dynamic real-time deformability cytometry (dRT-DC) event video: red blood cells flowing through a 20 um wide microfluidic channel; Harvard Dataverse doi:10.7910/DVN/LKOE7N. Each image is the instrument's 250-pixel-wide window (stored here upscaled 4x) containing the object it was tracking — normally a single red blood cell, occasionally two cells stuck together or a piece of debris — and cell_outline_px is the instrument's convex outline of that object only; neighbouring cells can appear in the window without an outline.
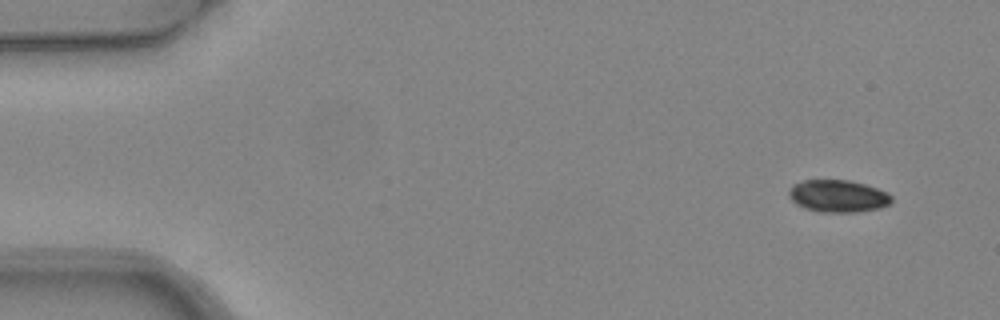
{"species": "common noctule bat (a hibernating species)", "species_latin": "Nyctalus noctula", "temperature_condition": "warm", "stored_images_in_passage": 8, "camera_frame_rate_fps": 3000, "um_per_image_px": 0.085, "animal": {"sex": "female", "body_mass_g": 24.6, "forearm_length_mm": 56.2}, "frame": {"image": 1, "passage_image": 1, "time_ms": 0.0, "image_size_px": [1000, 320], "cell_outline_px": [[892, 200], [888, 204], [880, 208], [856, 212], [820, 212], [804, 208], [796, 204], [788, 196], [788, 192], [792, 184], [804, 180], [848, 180], [864, 184], [888, 192], [892, 196]], "centroid_in_image_um": [71.21, 16.66], "position_along_channel_um": 13.8, "area_um2": 19.36}}
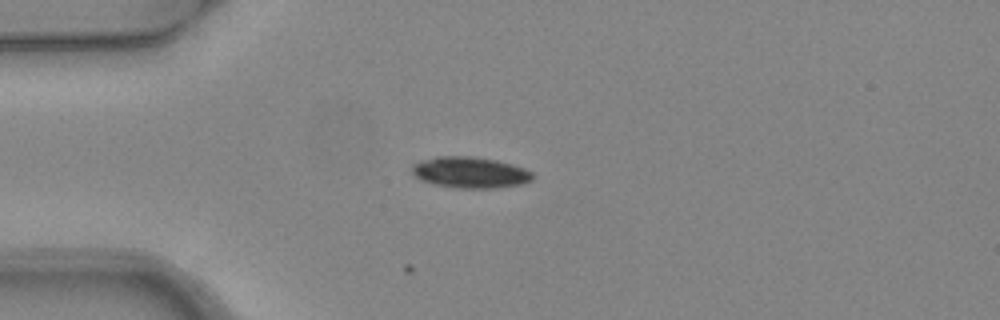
{"frame": {"image": 2, "passage_image": 3, "time_ms": 0.667, "image_size_px": [1000, 320], "cell_outline_px": [[536, 176], [532, 180], [524, 184], [496, 188], [456, 188], [432, 184], [420, 180], [412, 172], [412, 164], [420, 160], [436, 156], [472, 156], [496, 160], [512, 164], [524, 168], [532, 172]], "centroid_in_image_um": [39.97, 14.66], "position_along_channel_um": 45.0, "area_um2": 22.25}}
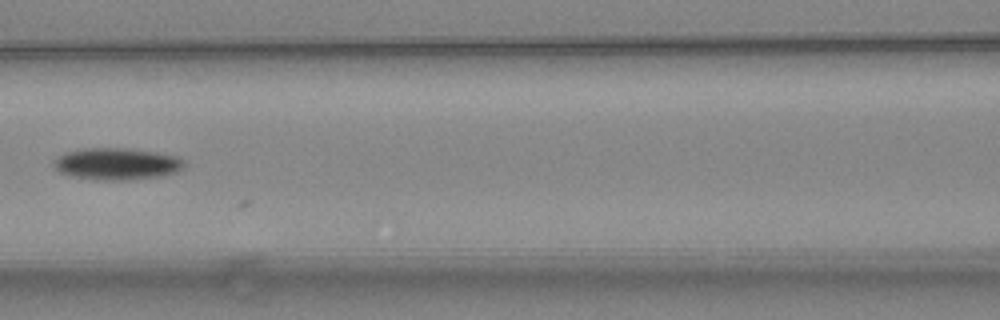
{"frame": {"image": 3, "passage_image": 6, "time_ms": 1.667, "image_size_px": [1000, 320], "cell_outline_px": [[184, 164], [176, 172], [160, 176], [128, 180], [96, 180], [72, 176], [60, 172], [52, 164], [64, 152], [84, 148], [124, 148], [156, 152], [176, 156], [184, 160]], "centroid_in_image_um": [9.91, 13.93], "position_along_channel_um": 156.7, "area_um2": 24.04}}